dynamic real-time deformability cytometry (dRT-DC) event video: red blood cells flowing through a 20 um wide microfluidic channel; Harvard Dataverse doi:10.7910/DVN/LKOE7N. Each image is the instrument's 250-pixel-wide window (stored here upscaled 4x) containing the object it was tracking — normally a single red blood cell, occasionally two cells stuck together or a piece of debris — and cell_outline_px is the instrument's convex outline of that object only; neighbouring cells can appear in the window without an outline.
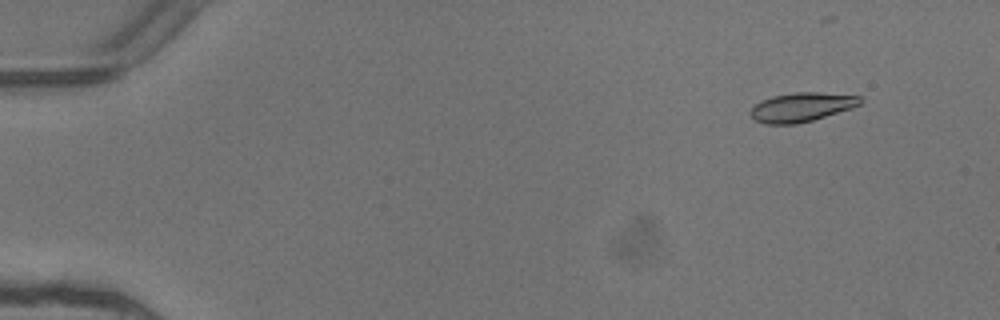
{"species": "common noctule bat (a hibernating species)", "species_latin": "Nyctalus noctula", "temperature_condition": "warm", "stored_images_in_passage": 5, "camera_frame_rate_fps": 3000, "um_per_image_px": 0.085, "animal": {"sex": "female"}, "frame": {"image": 1, "passage_image": 2, "time_ms": 0.333, "image_size_px": [1000, 320], "cell_outline_px": [[864, 100], [860, 104], [852, 108], [812, 120], [796, 124], [764, 124], [756, 120], [748, 112], [760, 100], [772, 96], [796, 92], [816, 92], [860, 96]], "centroid_in_image_um": [68.12, 9.1], "position_along_channel_um": 16.9, "area_um2": 18.55}}
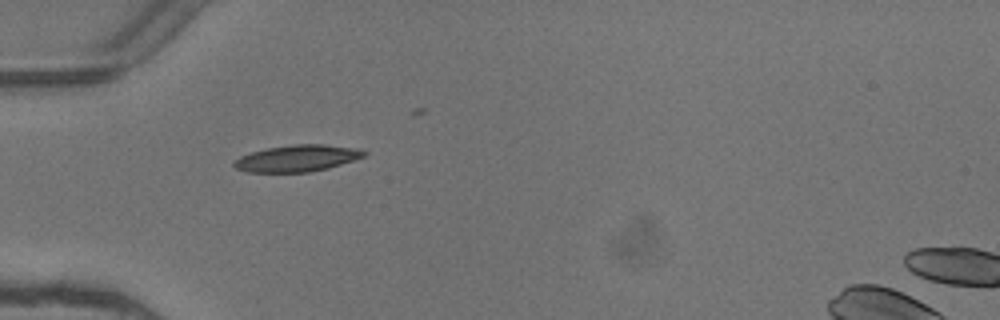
{"frame": {"image": 2, "passage_image": 4, "time_ms": 1.0, "image_size_px": [1000, 320], "cell_outline_px": [[368, 152], [364, 156], [328, 168], [308, 172], [248, 172], [236, 168], [232, 164], [240, 156], [252, 152], [268, 148], [292, 144], [324, 144], [356, 148]], "centroid_in_image_um": [25.25, 13.45], "position_along_channel_um": 59.7, "area_um2": 19.94}}
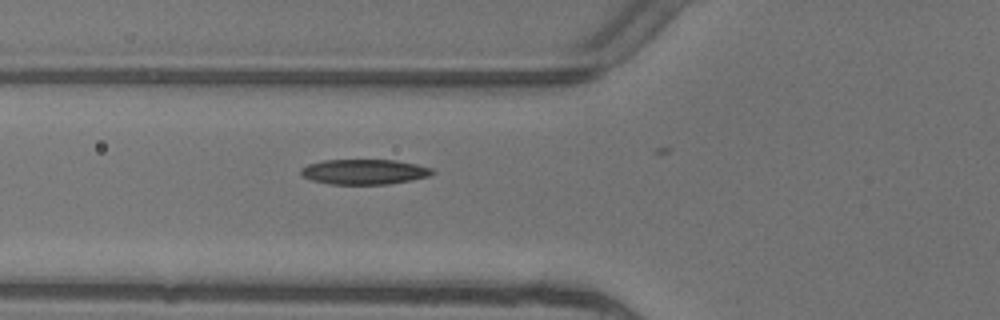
{"frame": {"image": 3, "passage_image": 5, "time_ms": 1.333, "image_size_px": [1000, 320], "cell_outline_px": [[436, 172], [428, 176], [388, 184], [332, 184], [312, 180], [304, 176], [300, 172], [300, 168], [308, 164], [324, 160], [396, 160], [416, 164], [432, 168]], "centroid_in_image_um": [30.96, 14.59], "position_along_channel_um": 94.8, "area_um2": 19.07}}